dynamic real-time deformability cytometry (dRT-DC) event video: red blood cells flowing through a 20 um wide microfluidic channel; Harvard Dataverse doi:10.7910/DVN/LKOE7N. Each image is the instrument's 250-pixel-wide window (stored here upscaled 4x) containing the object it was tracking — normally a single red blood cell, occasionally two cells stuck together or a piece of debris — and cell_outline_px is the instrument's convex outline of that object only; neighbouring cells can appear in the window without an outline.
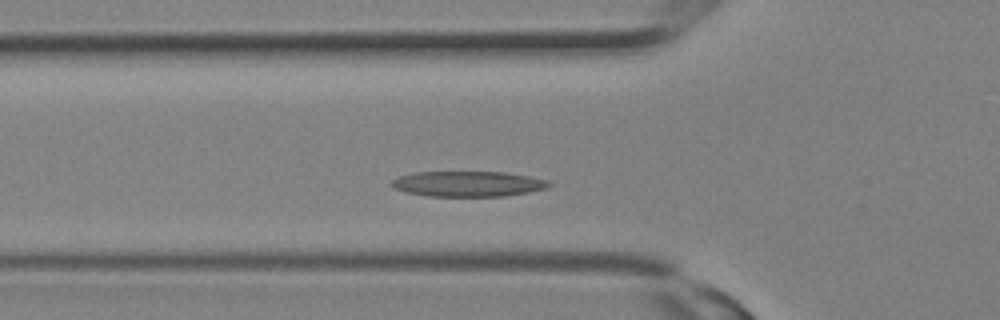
{"species": "Egyptian fruit bat (a non-hibernating species)", "species_latin": "Rousettus aegyptiacus", "temperature_condition": "room temperature", "stored_images_in_passage": 10, "camera_frame_rate_fps": 3000, "um_per_image_px": 0.085, "animal": {"sex": "female"}, "frame": {"image": 1, "passage_image": 6, "time_ms": 1.667, "image_size_px": [1000, 320], "cell_outline_px": [[552, 184], [548, 188], [528, 192], [504, 196], [428, 196], [404, 192], [392, 188], [388, 184], [392, 180], [400, 176], [412, 172], [504, 172], [528, 176], [548, 180]], "centroid_in_image_um": [39.74, 15.63], "position_along_channel_um": 86.1, "area_um2": 23.47}}
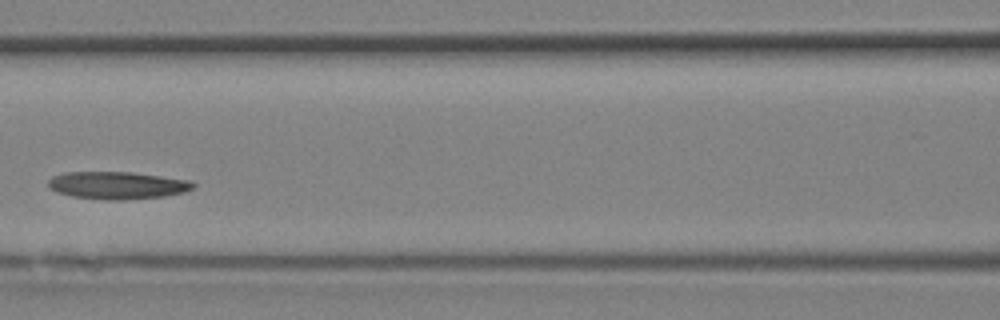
{"frame": {"image": 2, "passage_image": 9, "time_ms": 2.667, "image_size_px": [1000, 320], "cell_outline_px": [[196, 184], [192, 188], [184, 192], [164, 196], [120, 200], [104, 200], [72, 196], [56, 192], [48, 188], [48, 180], [52, 176], [64, 172], [132, 172], [192, 180]], "centroid_in_image_um": [9.95, 15.75], "position_along_channel_um": 156.6, "area_um2": 23.35}}